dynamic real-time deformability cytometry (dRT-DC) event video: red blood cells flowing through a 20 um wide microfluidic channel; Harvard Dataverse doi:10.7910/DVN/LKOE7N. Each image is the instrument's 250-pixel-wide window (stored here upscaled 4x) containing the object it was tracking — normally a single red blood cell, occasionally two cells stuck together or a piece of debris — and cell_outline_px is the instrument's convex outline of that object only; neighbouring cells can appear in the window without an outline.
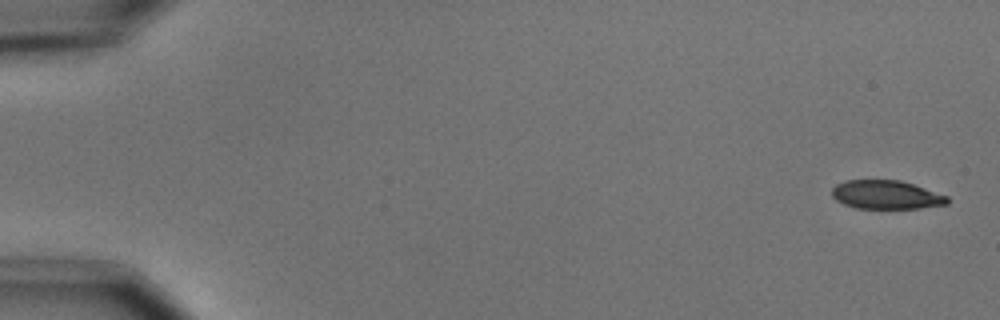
{"species": "common noctule bat (a hibernating species)", "species_latin": "Nyctalus noctula", "temperature_condition": "cold", "stored_images_in_passage": 6, "camera_frame_rate_fps": 3000, "um_per_image_px": 0.085, "animal": {"sex": "male", "body_mass_g": 15.6}, "frame": {"image": 1, "passage_image": 1, "time_ms": 0.0, "image_size_px": [1000, 320], "cell_outline_px": [[948, 204], [920, 208], [856, 208], [844, 204], [836, 200], [832, 196], [832, 188], [836, 184], [844, 180], [900, 180], [948, 196]], "centroid_in_image_um": [75.3, 16.55], "position_along_channel_um": 9.7, "area_um2": 19.19}}
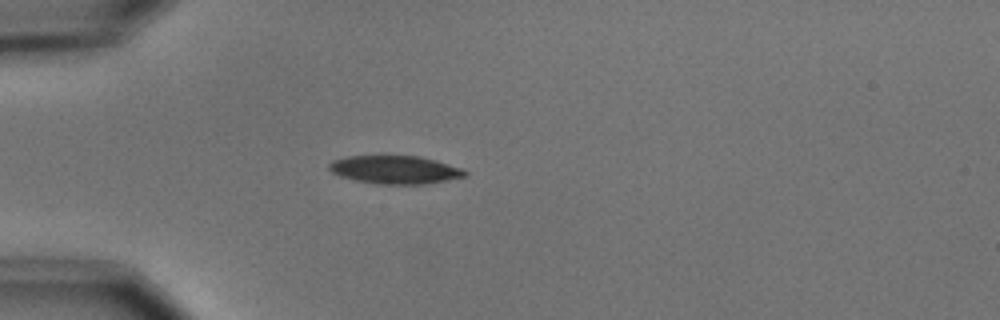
{"frame": {"image": 2, "passage_image": 5, "time_ms": 4.667, "image_size_px": [1000, 320], "cell_outline_px": [[468, 176], [448, 180], [424, 184], [376, 184], [352, 180], [340, 176], [332, 172], [328, 168], [328, 164], [332, 160], [348, 156], [416, 156], [436, 160], [464, 168], [468, 172]], "centroid_in_image_um": [33.6, 14.43], "position_along_channel_um": 51.4, "area_um2": 22.54}}